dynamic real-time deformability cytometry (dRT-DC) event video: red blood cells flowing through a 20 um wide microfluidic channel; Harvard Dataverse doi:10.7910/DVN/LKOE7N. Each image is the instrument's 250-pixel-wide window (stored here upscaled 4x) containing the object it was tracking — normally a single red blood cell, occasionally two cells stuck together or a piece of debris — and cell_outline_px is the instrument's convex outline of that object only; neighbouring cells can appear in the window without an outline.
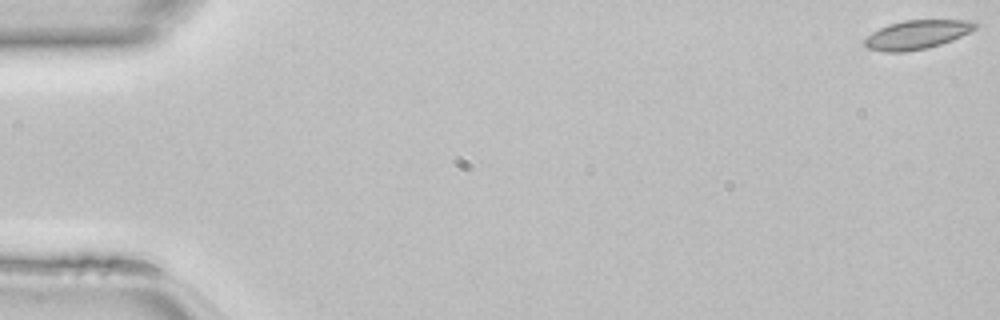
{"species": "common noctule bat (a hibernating species)", "species_latin": "Nyctalus noctula", "temperature_condition": "room temperature", "stored_images_in_passage": 48, "camera_frame_rate_fps": 3000, "um_per_image_px": 0.085, "animal": {"sex": "female", "body_mass_g": 22.7, "forearm_length_mm": 54.2}, "frame": {"image": 1, "passage_image": 1, "time_ms": 0.0, "image_size_px": [1000, 320], "cell_outline_px": [[980, 24], [976, 28], [952, 40], [928, 48], [904, 52], [884, 52], [868, 48], [864, 44], [864, 40], [872, 32], [888, 24], [904, 20], [972, 20]], "centroid_in_image_um": [77.95, 2.94], "position_along_channel_um": 7.1, "area_um2": 18.61}}
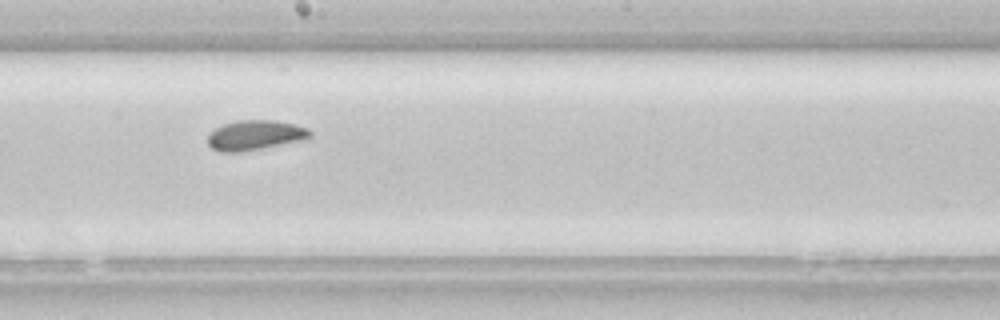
{"frame": {"image": 2, "passage_image": 27, "time_ms": 8.667, "image_size_px": [1000, 320], "cell_outline_px": [[312, 136], [304, 140], [240, 152], [220, 152], [212, 148], [208, 144], [208, 136], [216, 128], [224, 124], [236, 120], [272, 120], [296, 124], [308, 128], [312, 132]], "centroid_in_image_um": [21.71, 11.48], "position_along_channel_um": 226.5, "area_um2": 17.8}}
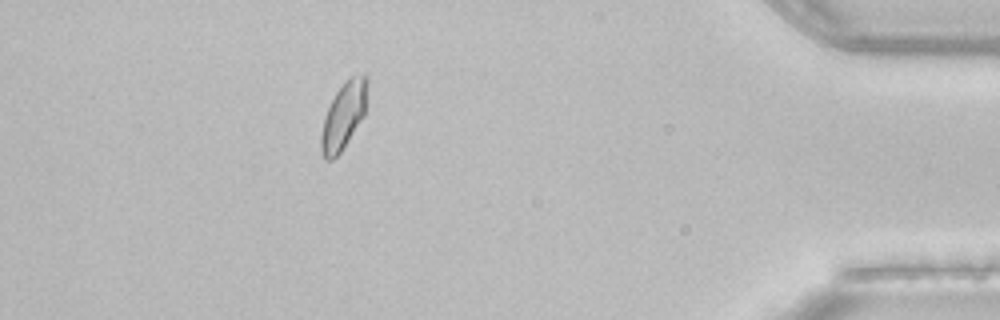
{"frame": {"image": 3, "passage_image": 43, "time_ms": 14.0, "image_size_px": [1000, 320], "cell_outline_px": [[368, 80], [364, 116], [340, 152], [332, 160], [324, 160], [320, 148], [320, 136], [324, 116], [336, 92], [348, 76], [364, 72], [368, 76]], "centroid_in_image_um": [29.21, 9.78], "position_along_channel_um": 406.0, "area_um2": 18.15}}